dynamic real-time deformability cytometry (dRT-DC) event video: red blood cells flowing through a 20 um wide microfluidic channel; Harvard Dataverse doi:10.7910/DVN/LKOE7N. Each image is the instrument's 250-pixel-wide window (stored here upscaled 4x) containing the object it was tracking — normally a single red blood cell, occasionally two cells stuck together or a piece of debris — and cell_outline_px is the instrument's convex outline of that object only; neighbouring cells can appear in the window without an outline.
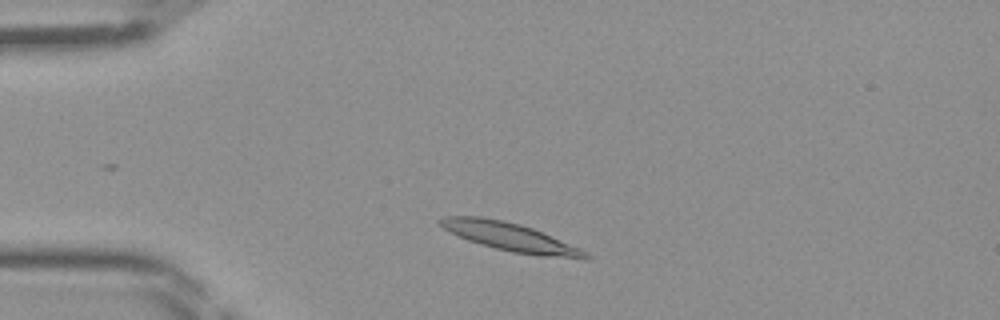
{"species": "Egyptian fruit bat (a non-hibernating species)", "species_latin": "Rousettus aegyptiacus", "temperature_condition": "room temperature", "stored_images_in_passage": 36, "camera_frame_rate_fps": 3000, "um_per_image_px": 0.085, "frame": {"image": 1, "passage_image": 4, "time_ms": 1.0, "image_size_px": [1000, 320], "cell_outline_px": [[592, 256], [588, 260], [584, 260], [544, 256], [512, 252], [480, 244], [468, 240], [444, 228], [440, 224], [440, 220], [444, 216], [480, 216], [504, 220], [520, 224], [532, 228], [580, 248], [588, 252]], "centroid_in_image_um": [43.46, 20.16], "position_along_channel_um": 41.5, "area_um2": 23.81}}
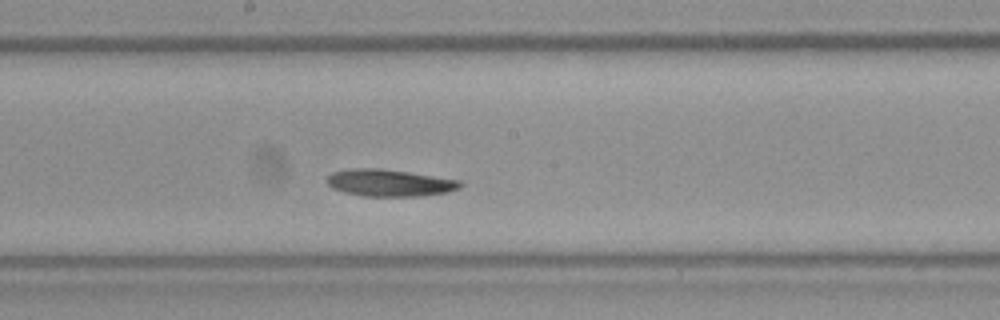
{"frame": {"image": 2, "passage_image": 18, "time_ms": 5.667, "image_size_px": [1000, 320], "cell_outline_px": [[464, 184], [460, 188], [448, 192], [420, 196], [364, 196], [344, 192], [332, 188], [328, 184], [328, 176], [332, 172], [352, 168], [380, 168], [408, 172], [460, 180]], "centroid_in_image_um": [33.13, 15.54], "position_along_channel_um": 215.1, "area_um2": 20.92}}
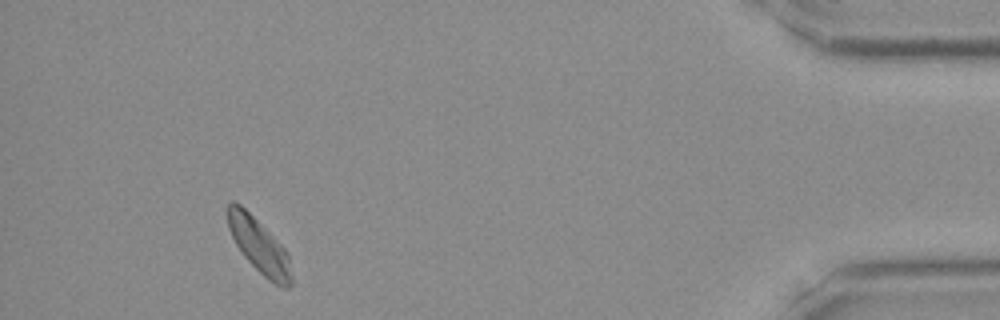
{"frame": {"image": 3, "passage_image": 36, "time_ms": 11.667, "image_size_px": [1000, 320], "cell_outline_px": [[292, 284], [288, 288], [284, 288], [268, 280], [244, 256], [236, 244], [228, 228], [228, 204], [232, 200], [240, 204], [288, 252], [292, 280]], "centroid_in_image_um": [22.03, 20.92], "position_along_channel_um": 413.2, "area_um2": 19.71}}